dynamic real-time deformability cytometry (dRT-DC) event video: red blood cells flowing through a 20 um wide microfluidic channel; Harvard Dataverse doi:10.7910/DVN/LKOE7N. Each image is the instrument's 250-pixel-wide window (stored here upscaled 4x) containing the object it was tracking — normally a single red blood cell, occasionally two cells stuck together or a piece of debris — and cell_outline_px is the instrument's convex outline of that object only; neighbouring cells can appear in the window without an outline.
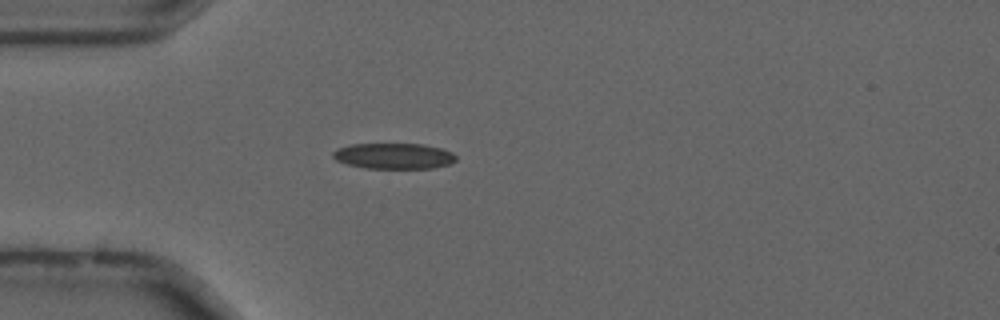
{"species": "common noctule bat (a hibernating species)", "species_latin": "Nyctalus noctula", "temperature_condition": "cold", "stored_images_in_passage": 39, "camera_frame_rate_fps": 3000, "um_per_image_px": 0.085, "animal": {"sex": "male", "forearm_length_mm": 52.5}, "frame": {"image": 1, "passage_image": 5, "time_ms": 1.333, "image_size_px": [1000, 320], "cell_outline_px": [[456, 160], [448, 164], [432, 168], [364, 168], [348, 164], [336, 160], [332, 156], [332, 152], [336, 148], [352, 144], [424, 144], [444, 148], [452, 152], [456, 156]], "centroid_in_image_um": [33.47, 13.25], "position_along_channel_um": 51.5, "area_um2": 18.55}}
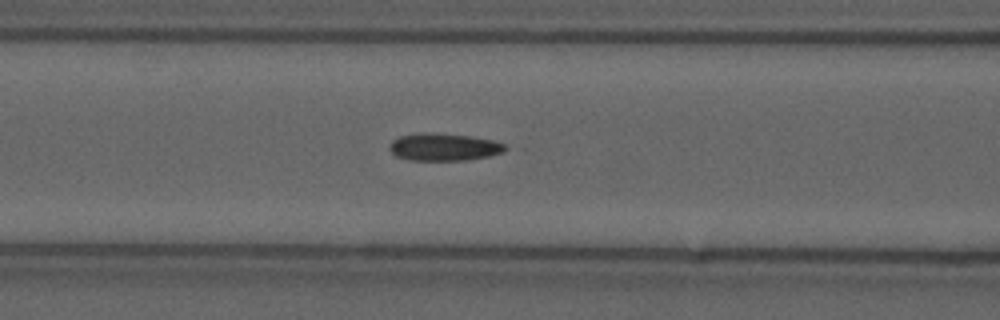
{"frame": {"image": 2, "passage_image": 12, "time_ms": 3.667, "image_size_px": [1000, 320], "cell_outline_px": [[512, 148], [504, 152], [488, 156], [464, 160], [408, 160], [396, 156], [388, 148], [388, 144], [392, 140], [400, 136], [420, 132], [472, 136], [492, 140], [504, 144]], "centroid_in_image_um": [37.73, 12.49], "position_along_channel_um": 128.9, "area_um2": 18.61}}
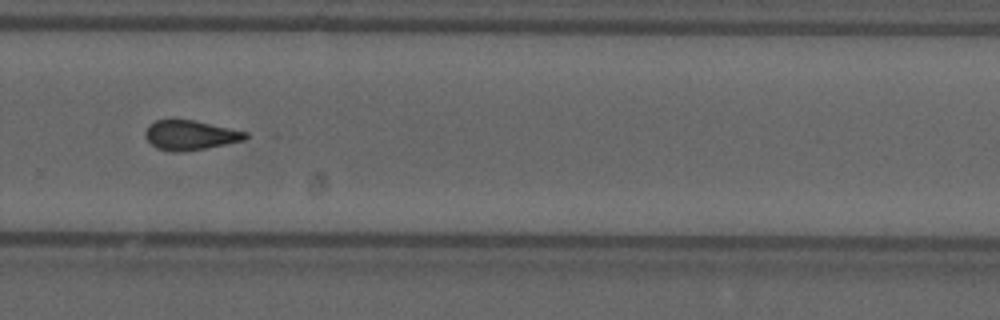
{"frame": {"image": 3, "passage_image": 27, "time_ms": 8.667, "image_size_px": [1000, 320], "cell_outline_px": [[248, 136], [244, 140], [204, 148], [180, 152], [168, 152], [156, 148], [144, 136], [144, 132], [148, 124], [156, 120], [192, 120], [248, 132]], "centroid_in_image_um": [16.12, 11.49], "position_along_channel_um": 313.7, "area_um2": 17.17}, "authors_computed_cell_mechanics": {"area_um2": 18.5538, "velocity_mm_per_s": 3.7105, "shape_relaxation_time_tau1_ms": null, "shape_relaxation_time_tau2_ms": 2.6222, "deformation_change_tau1": null, "deformation_change_tau2": 0.111}}